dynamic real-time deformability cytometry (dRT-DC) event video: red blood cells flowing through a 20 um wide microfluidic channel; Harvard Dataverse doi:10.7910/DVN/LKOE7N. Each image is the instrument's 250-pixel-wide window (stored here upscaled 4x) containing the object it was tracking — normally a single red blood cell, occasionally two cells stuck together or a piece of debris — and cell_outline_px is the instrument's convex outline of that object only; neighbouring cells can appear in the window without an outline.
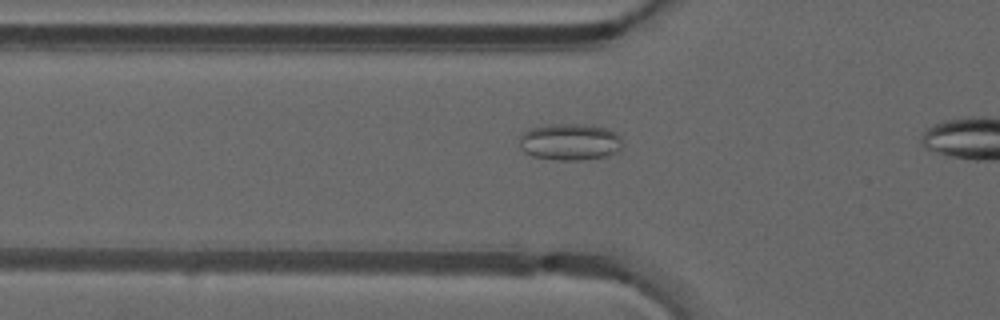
{"species": "common noctule bat (a hibernating species)", "species_latin": "Nyctalus noctula", "temperature_condition": "warm", "stored_images_in_passage": 33, "camera_frame_rate_fps": 3000, "um_per_image_px": 0.085, "animal": {"sex": "male", "forearm_length_mm": 52.5}, "frame": {"image": 1, "passage_image": 10, "time_ms": 3.0, "image_size_px": [1000, 320], "cell_outline_px": [[620, 148], [616, 152], [604, 156], [580, 160], [560, 160], [532, 156], [524, 152], [520, 148], [520, 136], [524, 132], [532, 128], [548, 124], [584, 124], [608, 128], [616, 132], [620, 136]], "centroid_in_image_um": [48.42, 12.05], "position_along_channel_um": 77.4, "area_um2": 21.96}}
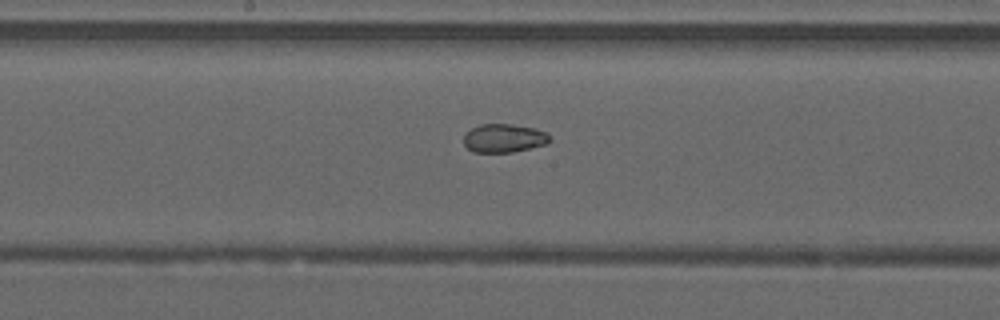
{"frame": {"image": 2, "passage_image": 19, "time_ms": 6.0, "image_size_px": [1000, 320], "cell_outline_px": [[552, 140], [548, 144], [512, 152], [472, 152], [464, 144], [464, 132], [480, 124], [512, 124], [536, 128], [544, 132]], "centroid_in_image_um": [42.82, 11.74], "position_along_channel_um": 205.4, "area_um2": 14.39}}
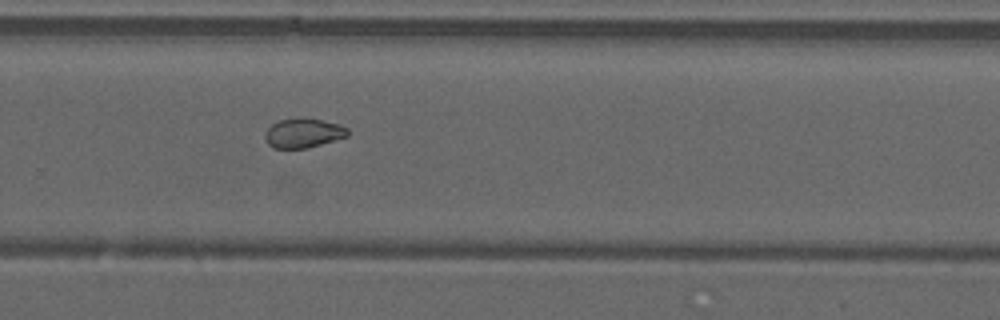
{"frame": {"image": 3, "passage_image": 26, "time_ms": 8.333, "image_size_px": [1000, 320], "cell_outline_px": [[348, 136], [308, 148], [272, 148], [268, 144], [264, 136], [264, 132], [272, 124], [280, 120], [300, 116], [304, 116], [340, 124], [348, 128]], "centroid_in_image_um": [25.77, 11.29], "position_along_channel_um": 304.0, "area_um2": 14.45}}